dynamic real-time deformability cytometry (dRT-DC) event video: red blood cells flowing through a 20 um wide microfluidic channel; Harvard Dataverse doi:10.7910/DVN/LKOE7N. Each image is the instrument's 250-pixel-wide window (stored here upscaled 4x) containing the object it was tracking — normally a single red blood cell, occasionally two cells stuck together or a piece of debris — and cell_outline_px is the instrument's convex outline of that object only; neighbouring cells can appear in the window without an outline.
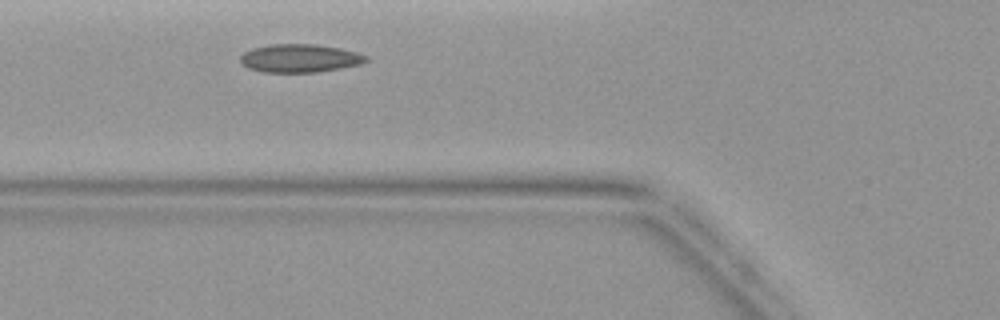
{"species": "common noctule bat (a hibernating species)", "species_latin": "Nyctalus noctula", "temperature_condition": "warm", "stored_images_in_passage": 4, "camera_frame_rate_fps": 3000, "um_per_image_px": 0.085, "animal": {"sex": "female", "body_mass_g": 19.9}, "frame": {"image": 1, "passage_image": 3, "time_ms": 3.333, "image_size_px": [1000, 320], "cell_outline_px": [[368, 60], [360, 64], [340, 68], [316, 72], [264, 72], [248, 68], [240, 60], [240, 56], [244, 52], [252, 48], [272, 44], [316, 44], [340, 48], [356, 52], [368, 56]], "centroid_in_image_um": [25.48, 4.94], "position_along_channel_um": 100.3, "area_um2": 20.58}}
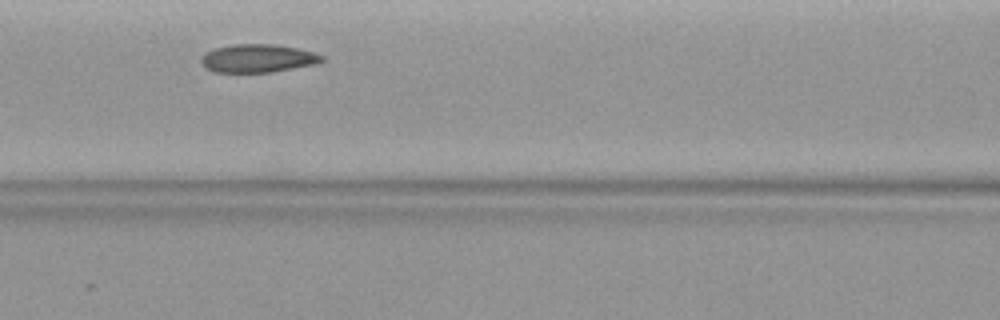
{"frame": {"image": 2, "passage_image": 4, "time_ms": 4.333, "image_size_px": [1000, 320], "cell_outline_px": [[324, 60], [316, 64], [272, 72], [216, 72], [208, 68], [200, 60], [200, 56], [204, 52], [216, 48], [232, 44], [272, 44], [296, 48], [312, 52], [324, 56]], "centroid_in_image_um": [21.91, 4.95], "position_along_channel_um": 144.7, "area_um2": 19.71}}